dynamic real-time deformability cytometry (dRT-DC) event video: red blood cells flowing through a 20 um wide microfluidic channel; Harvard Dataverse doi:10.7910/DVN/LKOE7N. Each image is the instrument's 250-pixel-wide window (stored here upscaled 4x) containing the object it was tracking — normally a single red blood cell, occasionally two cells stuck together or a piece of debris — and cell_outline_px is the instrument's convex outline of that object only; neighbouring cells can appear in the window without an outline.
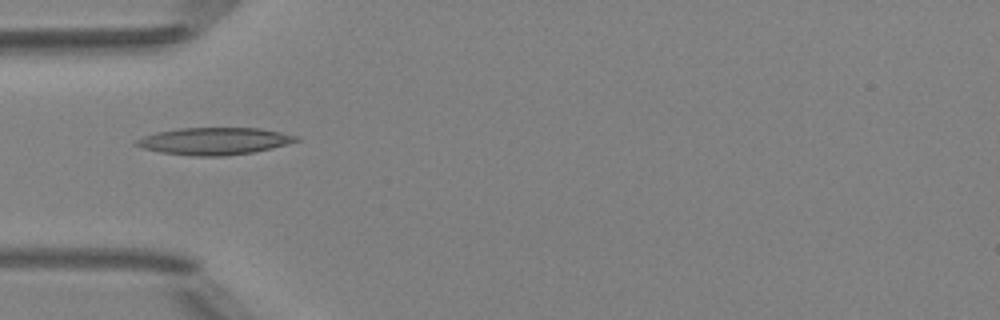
{"species": "Egyptian fruit bat (a non-hibernating species)", "species_latin": "Rousettus aegyptiacus", "temperature_condition": "room temperature", "stored_images_in_passage": 5, "camera_frame_rate_fps": 3000, "um_per_image_px": 0.085, "animal": {"sex": "female"}, "frame": {"image": 1, "passage_image": 5, "time_ms": 4.667, "image_size_px": [1000, 320], "cell_outline_px": [[300, 140], [272, 148], [252, 152], [224, 156], [192, 156], [160, 152], [144, 148], [132, 144], [136, 140], [144, 136], [156, 132], [180, 128], [260, 128], [300, 136]], "centroid_in_image_um": [18.22, 11.99], "position_along_channel_um": 66.8, "area_um2": 25.26}}